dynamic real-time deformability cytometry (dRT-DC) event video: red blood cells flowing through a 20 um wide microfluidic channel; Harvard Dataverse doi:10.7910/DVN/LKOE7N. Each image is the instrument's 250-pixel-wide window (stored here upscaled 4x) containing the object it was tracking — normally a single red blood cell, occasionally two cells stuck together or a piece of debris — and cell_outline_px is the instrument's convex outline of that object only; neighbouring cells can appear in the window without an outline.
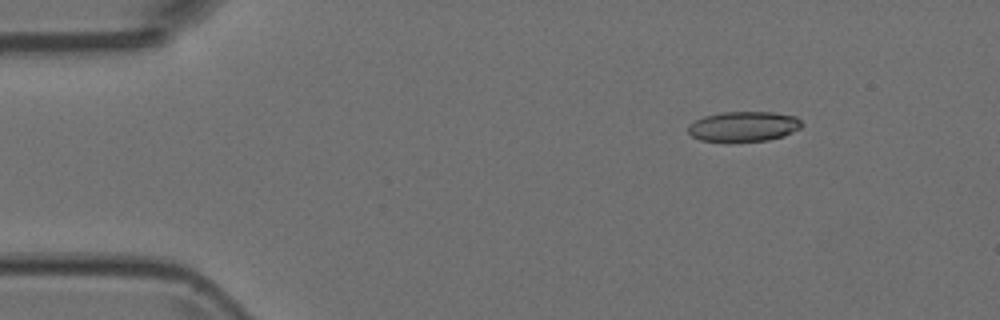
{"species": "Egyptian fruit bat (a non-hibernating species)", "species_latin": "Rousettus aegyptiacus", "temperature_condition": "room temperature", "stored_images_in_passage": 3, "camera_frame_rate_fps": 3000, "um_per_image_px": 0.085, "animal": {"sex": "female"}, "frame": {"image": 1, "passage_image": 1, "time_ms": 0.0, "image_size_px": [1000, 320], "cell_outline_px": [[804, 124], [800, 128], [784, 136], [768, 140], [700, 140], [692, 136], [688, 132], [688, 124], [704, 116], [724, 112], [772, 112], [796, 116]], "centroid_in_image_um": [63.23, 10.72], "position_along_channel_um": 21.8, "area_um2": 19.59}}